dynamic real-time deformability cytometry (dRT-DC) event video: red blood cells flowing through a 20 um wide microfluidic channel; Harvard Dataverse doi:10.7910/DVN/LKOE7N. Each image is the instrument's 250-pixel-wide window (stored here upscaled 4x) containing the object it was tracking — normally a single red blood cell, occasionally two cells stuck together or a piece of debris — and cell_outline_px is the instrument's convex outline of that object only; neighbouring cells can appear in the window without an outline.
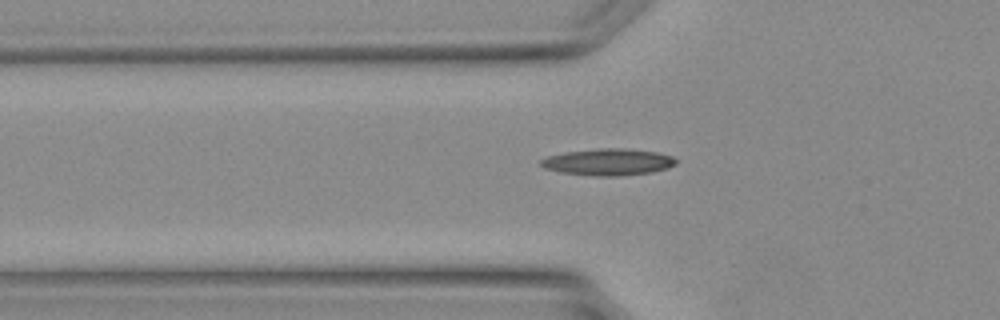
{"species": "Egyptian fruit bat (a non-hibernating species)", "species_latin": "Rousettus aegyptiacus", "temperature_condition": "warm", "stored_images_in_passage": 26, "segment_of_instrument_passage": [1, 2], "camera_frame_rate_fps": 3000, "um_per_image_px": 0.085, "animal": {"sex": "female"}, "frame": {"image": 1, "passage_image": 2, "time_ms": 0.333, "image_size_px": [1000, 320], "cell_outline_px": [[676, 164], [668, 168], [652, 172], [616, 176], [596, 176], [560, 172], [544, 168], [540, 164], [540, 160], [548, 156], [564, 152], [600, 148], [624, 148], [656, 152], [672, 156], [676, 160]], "centroid_in_image_um": [51.69, 13.77], "position_along_channel_um": 74.1, "area_um2": 20.98}}
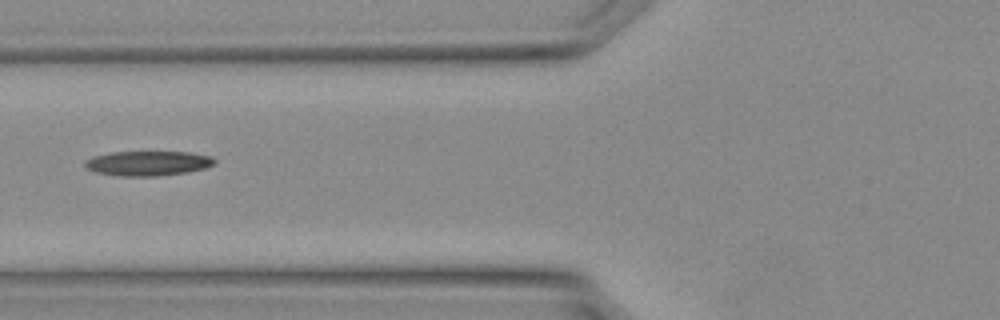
{"frame": {"image": 2, "passage_image": 4, "time_ms": 1.0, "image_size_px": [1000, 320], "cell_outline_px": [[216, 164], [208, 168], [188, 172], [156, 176], [120, 176], [92, 172], [84, 164], [84, 160], [92, 156], [112, 152], [188, 152], [212, 156], [216, 160]], "centroid_in_image_um": [12.59, 13.88], "position_along_channel_um": 113.2, "area_um2": 18.96}}
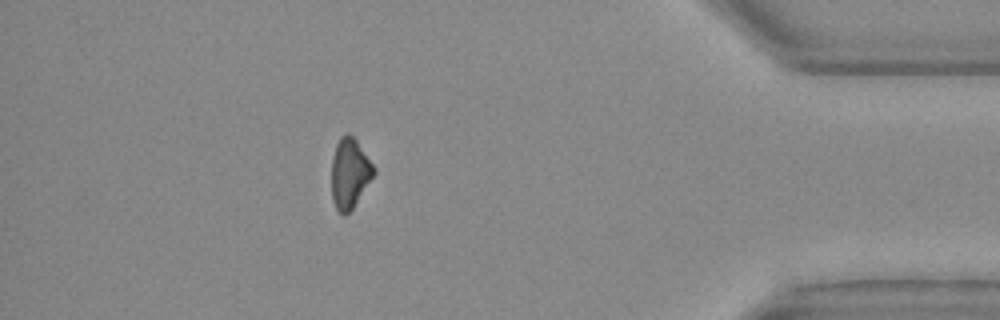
{"frame": {"image": 3, "passage_image": 21, "time_ms": 6.667, "image_size_px": [1000, 320], "cell_outline_px": [[376, 172], [352, 208], [344, 216], [336, 208], [332, 200], [332, 156], [336, 144], [340, 136], [344, 132], [348, 132], [356, 140], [376, 168]], "centroid_in_image_um": [29.72, 14.69], "position_along_channel_um": 405.5, "area_um2": 17.17}}